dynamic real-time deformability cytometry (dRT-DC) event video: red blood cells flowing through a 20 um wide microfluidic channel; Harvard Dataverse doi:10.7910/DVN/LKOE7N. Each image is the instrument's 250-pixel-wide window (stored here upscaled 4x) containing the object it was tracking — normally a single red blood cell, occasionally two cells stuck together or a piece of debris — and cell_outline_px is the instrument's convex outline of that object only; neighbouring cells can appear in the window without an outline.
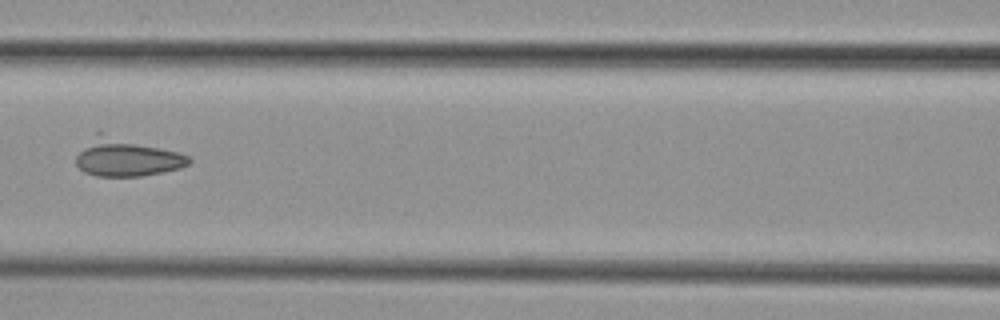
{"species": "common noctule bat (a hibernating species)", "species_latin": "Nyctalus noctula", "temperature_condition": "cold", "stored_images_in_passage": 7, "camera_frame_rate_fps": 3000, "um_per_image_px": 0.085, "animal": {"sex": "female", "body_mass_g": 29.2, "forearm_length_mm": 56.3}, "frame": {"image": 1, "passage_image": 7, "time_ms": 7.333, "image_size_px": [1000, 320], "cell_outline_px": [[192, 160], [188, 164], [180, 168], [140, 176], [96, 176], [84, 172], [76, 164], [76, 156], [96, 132], [100, 132], [180, 152], [188, 156]], "centroid_in_image_um": [10.75, 13.38], "position_along_channel_um": 155.8, "area_um2": 24.57}}